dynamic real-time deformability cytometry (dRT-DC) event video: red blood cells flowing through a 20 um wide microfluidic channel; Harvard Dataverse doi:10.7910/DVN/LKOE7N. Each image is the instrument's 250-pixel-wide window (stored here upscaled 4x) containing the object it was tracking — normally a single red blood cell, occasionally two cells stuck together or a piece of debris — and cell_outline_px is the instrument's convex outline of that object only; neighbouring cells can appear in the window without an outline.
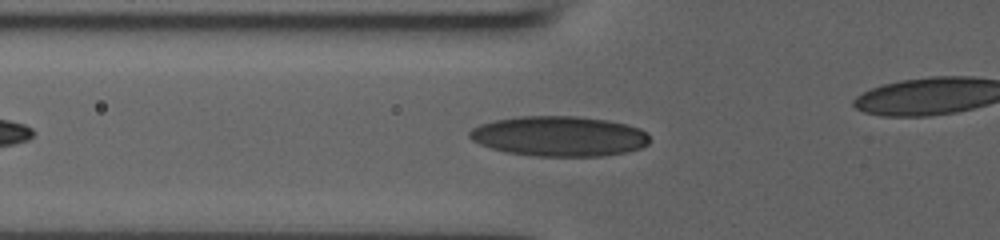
{"species": "human", "species_latin": "Homo sapiens", "temperature_condition": "room temperature", "stored_images_in_passage": 31, "camera_frame_rate_fps": 3000, "um_per_image_px": 0.085, "donor": {"sex": "male"}, "frame": {"image": 1, "passage_image": 6, "time_ms": 1.667, "image_size_px": [1000, 240], "cell_outline_px": [[648, 144], [640, 148], [624, 152], [600, 156], [532, 156], [508, 152], [492, 148], [480, 144], [472, 140], [468, 136], [468, 132], [472, 128], [480, 124], [496, 120], [520, 116], [580, 116], [608, 120], [628, 124], [640, 128], [648, 136]], "centroid_in_image_um": [47.52, 11.57], "position_along_channel_um": 78.3, "area_um2": 42.08}}
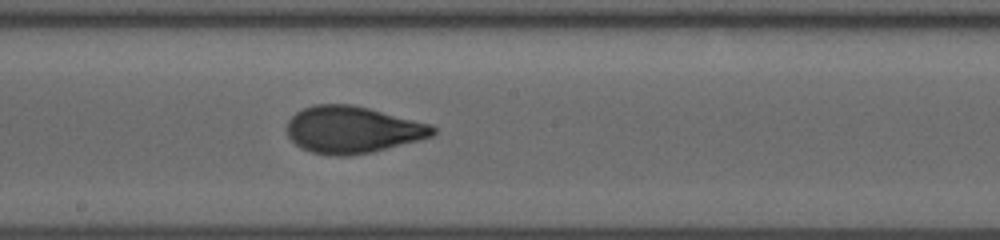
{"frame": {"image": 2, "passage_image": 16, "time_ms": 5.0, "image_size_px": [1000, 240], "cell_outline_px": [[436, 132], [432, 136], [420, 140], [372, 152], [348, 156], [332, 156], [312, 152], [300, 148], [288, 136], [288, 120], [296, 112], [304, 108], [316, 104], [352, 104], [432, 124], [436, 128]], "centroid_in_image_um": [29.98, 11.03], "position_along_channel_um": 218.2, "area_um2": 39.94}}
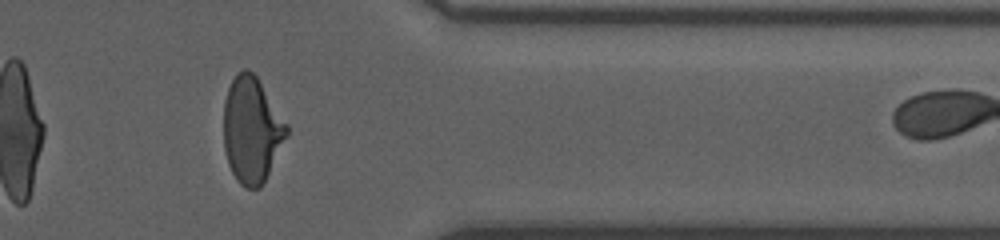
{"frame": {"image": 3, "passage_image": 29, "time_ms": 9.333, "image_size_px": [1000, 240], "cell_outline_px": [[288, 136], [260, 188], [244, 188], [236, 180], [228, 164], [224, 148], [224, 100], [228, 88], [236, 72], [244, 68], [248, 68], [256, 76], [288, 124]], "centroid_in_image_um": [21.39, 11.03], "position_along_channel_um": 390.0, "area_um2": 38.96}}